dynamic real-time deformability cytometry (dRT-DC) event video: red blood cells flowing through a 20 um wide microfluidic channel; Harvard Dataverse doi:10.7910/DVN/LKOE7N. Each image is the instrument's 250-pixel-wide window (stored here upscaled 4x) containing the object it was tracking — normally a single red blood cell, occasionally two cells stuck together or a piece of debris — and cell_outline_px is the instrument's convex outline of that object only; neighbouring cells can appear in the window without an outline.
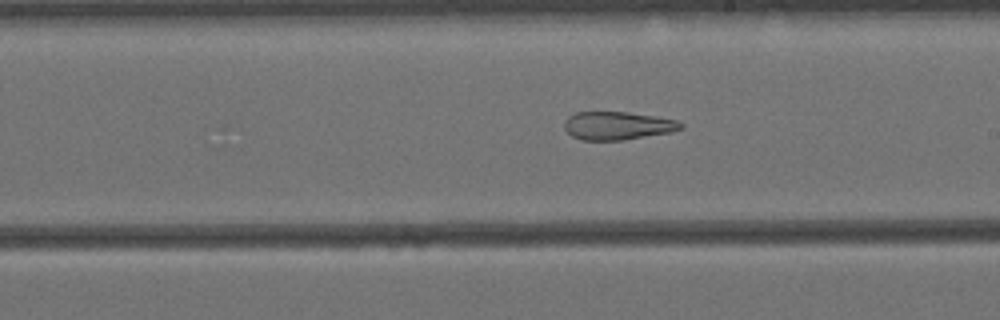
{"species": "Egyptian fruit bat (a non-hibernating species)", "species_latin": "Rousettus aegyptiacus", "temperature_condition": "cold", "stored_images_in_passage": 31, "camera_frame_rate_fps": 3000, "um_per_image_px": 0.085, "animal": {"sex": "female"}, "frame": {"image": 1, "passage_image": 18, "time_ms": 5.667, "image_size_px": [1000, 320], "cell_outline_px": [[684, 128], [672, 132], [620, 140], [580, 140], [572, 136], [564, 128], [564, 120], [568, 116], [576, 112], [628, 112], [656, 116], [676, 120], [684, 124]], "centroid_in_image_um": [52.49, 10.68], "position_along_channel_um": 236.5, "area_um2": 19.19}}